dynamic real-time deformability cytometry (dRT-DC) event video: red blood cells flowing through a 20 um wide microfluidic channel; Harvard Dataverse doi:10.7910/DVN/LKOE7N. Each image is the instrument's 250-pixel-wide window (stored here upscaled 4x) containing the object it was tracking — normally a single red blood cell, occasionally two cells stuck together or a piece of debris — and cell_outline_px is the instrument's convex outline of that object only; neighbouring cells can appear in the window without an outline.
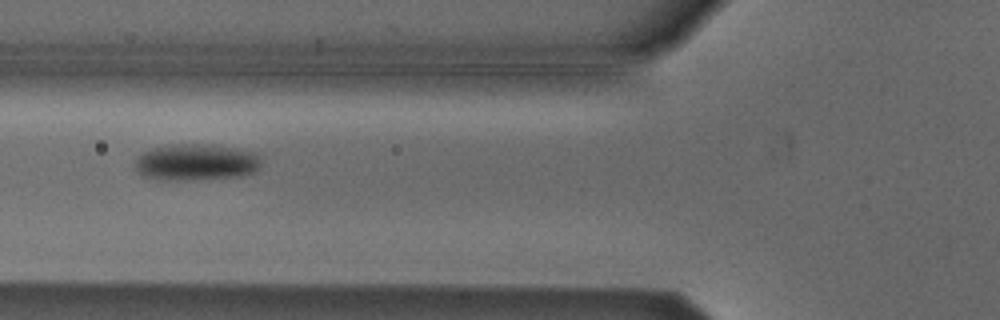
{"species": "Egyptian fruit bat (a non-hibernating species)", "species_latin": "Rousettus aegyptiacus", "temperature_condition": "cold", "stored_images_in_passage": 8, "camera_frame_rate_fps": 3000, "um_per_image_px": 0.085, "animal": {"sex": "male"}, "frame": {"image": 1, "passage_image": 5, "time_ms": 1.333, "image_size_px": [1000, 320], "cell_outline_px": [[260, 168], [256, 172], [240, 176], [184, 180], [160, 180], [140, 176], [136, 172], [136, 160], [144, 152], [152, 148], [172, 144], [212, 144], [236, 148], [256, 152], [260, 156]], "centroid_in_image_um": [16.68, 13.79], "position_along_channel_um": 109.1, "area_um2": 27.17}}
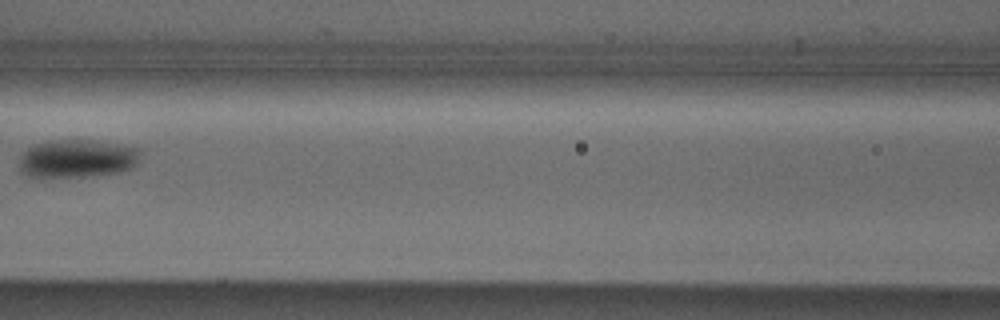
{"frame": {"image": 2, "passage_image": 6, "time_ms": 1.667, "image_size_px": [1000, 320], "cell_outline_px": [[140, 152], [136, 164], [132, 168], [120, 172], [96, 176], [28, 176], [20, 172], [20, 156], [28, 148], [36, 144], [48, 140], [92, 140], [140, 148]], "centroid_in_image_um": [6.57, 13.47], "position_along_channel_um": 160.0, "area_um2": 26.82}}
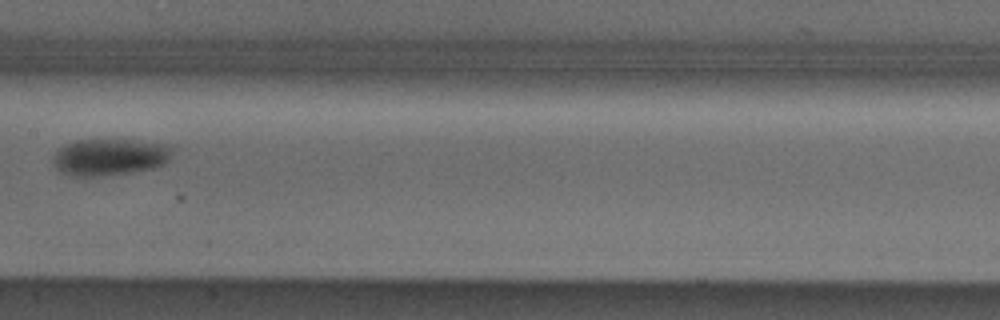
{"frame": {"image": 3, "passage_image": 7, "time_ms": 2.0, "image_size_px": [1000, 320], "cell_outline_px": [[172, 152], [168, 160], [164, 164], [152, 168], [132, 172], [100, 176], [72, 176], [60, 172], [56, 168], [52, 160], [52, 156], [64, 144], [76, 140], [132, 140], [172, 144]], "centroid_in_image_um": [9.32, 13.34], "position_along_channel_um": 198.1, "area_um2": 25.72}}